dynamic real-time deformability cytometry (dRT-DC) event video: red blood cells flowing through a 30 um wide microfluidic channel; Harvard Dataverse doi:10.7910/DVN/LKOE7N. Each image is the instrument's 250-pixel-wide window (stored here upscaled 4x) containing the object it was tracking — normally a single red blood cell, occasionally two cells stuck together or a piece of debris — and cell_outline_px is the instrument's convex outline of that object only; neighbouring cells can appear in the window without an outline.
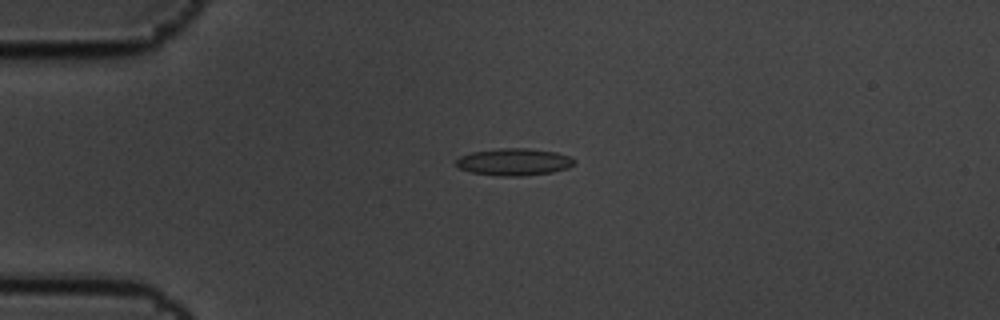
{"species": "common noctule bat (a hibernating species)", "species_latin": "Nyctalus noctula", "temperature_condition": "cold", "stored_images_in_passage": 4, "camera_frame_rate_fps": 3000, "um_per_image_px": 0.085, "animal": {"sex": "male", "body_mass_g": 19.5, "forearm_length_mm": 54.6}, "frame": {"image": 1, "passage_image": 3, "time_ms": 0.667, "image_size_px": [1000, 320], "cell_outline_px": [[576, 164], [568, 168], [552, 172], [520, 176], [500, 176], [472, 172], [460, 168], [456, 164], [456, 160], [460, 156], [472, 152], [500, 148], [528, 148], [556, 152], [572, 156], [576, 160]], "centroid_in_image_um": [43.75, 13.75], "position_along_channel_um": 41.2, "area_um2": 18.73}}